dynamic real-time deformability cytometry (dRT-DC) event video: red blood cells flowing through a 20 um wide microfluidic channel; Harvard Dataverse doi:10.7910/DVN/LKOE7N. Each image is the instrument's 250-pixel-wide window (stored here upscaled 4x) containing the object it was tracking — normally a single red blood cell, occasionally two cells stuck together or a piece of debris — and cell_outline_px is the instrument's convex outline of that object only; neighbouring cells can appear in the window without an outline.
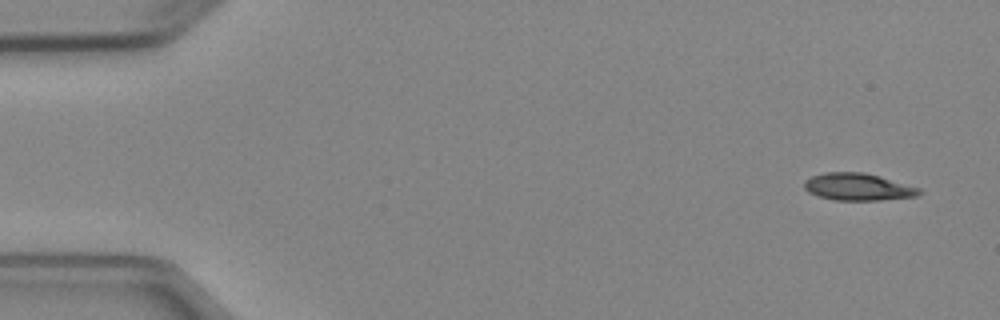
{"species": "Egyptian fruit bat (a non-hibernating species)", "species_latin": "Rousettus aegyptiacus", "temperature_condition": "cold", "stored_images_in_passage": 5, "camera_frame_rate_fps": 3000, "um_per_image_px": 0.085, "animal": {"sex": "female"}, "frame": {"image": 1, "passage_image": 1, "time_ms": 0.0, "image_size_px": [1000, 320], "cell_outline_px": [[924, 192], [920, 196], [880, 200], [832, 200], [816, 196], [808, 192], [804, 188], [804, 180], [812, 176], [824, 172], [864, 172], [880, 176], [924, 188]], "centroid_in_image_um": [72.99, 15.89], "position_along_channel_um": 12.0, "area_um2": 18.73}}
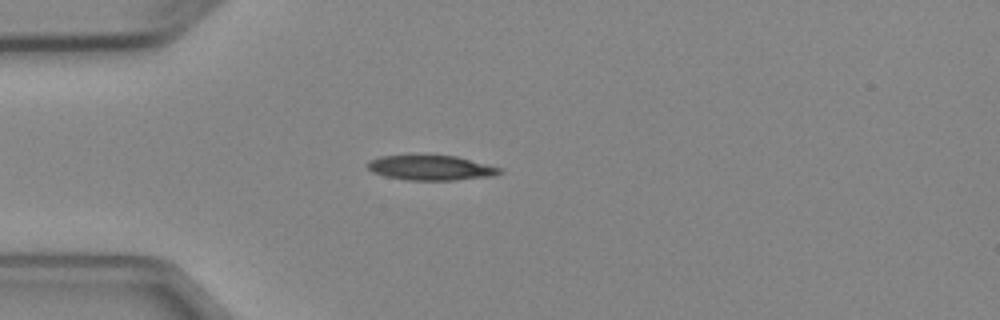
{"frame": {"image": 2, "passage_image": 4, "time_ms": 3.667, "image_size_px": [1000, 320], "cell_outline_px": [[504, 172], [492, 176], [456, 180], [408, 180], [384, 176], [372, 172], [368, 168], [368, 160], [380, 156], [456, 156], [504, 168]], "centroid_in_image_um": [36.67, 14.27], "position_along_channel_um": 48.3, "area_um2": 19.13}}